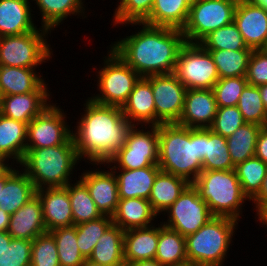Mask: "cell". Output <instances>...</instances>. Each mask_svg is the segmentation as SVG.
Instances as JSON below:
<instances>
[{"instance_id": "cell-48", "label": "cell", "mask_w": 267, "mask_h": 266, "mask_svg": "<svg viewBox=\"0 0 267 266\" xmlns=\"http://www.w3.org/2000/svg\"><path fill=\"white\" fill-rule=\"evenodd\" d=\"M245 78L252 86L267 84V57L259 50L252 51Z\"/></svg>"}, {"instance_id": "cell-6", "label": "cell", "mask_w": 267, "mask_h": 266, "mask_svg": "<svg viewBox=\"0 0 267 266\" xmlns=\"http://www.w3.org/2000/svg\"><path fill=\"white\" fill-rule=\"evenodd\" d=\"M238 222L229 217L214 216L197 232L185 237L188 264L223 266Z\"/></svg>"}, {"instance_id": "cell-61", "label": "cell", "mask_w": 267, "mask_h": 266, "mask_svg": "<svg viewBox=\"0 0 267 266\" xmlns=\"http://www.w3.org/2000/svg\"><path fill=\"white\" fill-rule=\"evenodd\" d=\"M0 187H4V177L0 179Z\"/></svg>"}, {"instance_id": "cell-46", "label": "cell", "mask_w": 267, "mask_h": 266, "mask_svg": "<svg viewBox=\"0 0 267 266\" xmlns=\"http://www.w3.org/2000/svg\"><path fill=\"white\" fill-rule=\"evenodd\" d=\"M32 241L11 239V243L0 251V266H30Z\"/></svg>"}, {"instance_id": "cell-42", "label": "cell", "mask_w": 267, "mask_h": 266, "mask_svg": "<svg viewBox=\"0 0 267 266\" xmlns=\"http://www.w3.org/2000/svg\"><path fill=\"white\" fill-rule=\"evenodd\" d=\"M112 224V217L103 215L99 219L75 225L77 245L86 259L92 254L96 243Z\"/></svg>"}, {"instance_id": "cell-29", "label": "cell", "mask_w": 267, "mask_h": 266, "mask_svg": "<svg viewBox=\"0 0 267 266\" xmlns=\"http://www.w3.org/2000/svg\"><path fill=\"white\" fill-rule=\"evenodd\" d=\"M189 185L190 183L184 178L160 171L148 199L152 209L158 216L163 215Z\"/></svg>"}, {"instance_id": "cell-55", "label": "cell", "mask_w": 267, "mask_h": 266, "mask_svg": "<svg viewBox=\"0 0 267 266\" xmlns=\"http://www.w3.org/2000/svg\"><path fill=\"white\" fill-rule=\"evenodd\" d=\"M257 87L259 88L264 108L267 111V84L259 85Z\"/></svg>"}, {"instance_id": "cell-1", "label": "cell", "mask_w": 267, "mask_h": 266, "mask_svg": "<svg viewBox=\"0 0 267 266\" xmlns=\"http://www.w3.org/2000/svg\"><path fill=\"white\" fill-rule=\"evenodd\" d=\"M139 31L111 42L110 48L141 77L174 73L180 48L185 44L182 30L132 22Z\"/></svg>"}, {"instance_id": "cell-39", "label": "cell", "mask_w": 267, "mask_h": 266, "mask_svg": "<svg viewBox=\"0 0 267 266\" xmlns=\"http://www.w3.org/2000/svg\"><path fill=\"white\" fill-rule=\"evenodd\" d=\"M50 233L56 241L60 266H82L84 264L86 258L78 248L75 225L56 228Z\"/></svg>"}, {"instance_id": "cell-36", "label": "cell", "mask_w": 267, "mask_h": 266, "mask_svg": "<svg viewBox=\"0 0 267 266\" xmlns=\"http://www.w3.org/2000/svg\"><path fill=\"white\" fill-rule=\"evenodd\" d=\"M235 165L228 151L227 139L206 128L205 157L202 161V170H232Z\"/></svg>"}, {"instance_id": "cell-30", "label": "cell", "mask_w": 267, "mask_h": 266, "mask_svg": "<svg viewBox=\"0 0 267 266\" xmlns=\"http://www.w3.org/2000/svg\"><path fill=\"white\" fill-rule=\"evenodd\" d=\"M124 232L112 224L98 240L88 260L105 266H125Z\"/></svg>"}, {"instance_id": "cell-45", "label": "cell", "mask_w": 267, "mask_h": 266, "mask_svg": "<svg viewBox=\"0 0 267 266\" xmlns=\"http://www.w3.org/2000/svg\"><path fill=\"white\" fill-rule=\"evenodd\" d=\"M247 84L245 76L220 78L212 88L217 107L237 106Z\"/></svg>"}, {"instance_id": "cell-40", "label": "cell", "mask_w": 267, "mask_h": 266, "mask_svg": "<svg viewBox=\"0 0 267 266\" xmlns=\"http://www.w3.org/2000/svg\"><path fill=\"white\" fill-rule=\"evenodd\" d=\"M199 44L205 50H242L250 49L246 46L241 33L234 21L224 27L210 32Z\"/></svg>"}, {"instance_id": "cell-26", "label": "cell", "mask_w": 267, "mask_h": 266, "mask_svg": "<svg viewBox=\"0 0 267 266\" xmlns=\"http://www.w3.org/2000/svg\"><path fill=\"white\" fill-rule=\"evenodd\" d=\"M157 216L148 199L127 198L119 199L112 221L113 224L126 231L134 228L150 227L156 224L153 222Z\"/></svg>"}, {"instance_id": "cell-14", "label": "cell", "mask_w": 267, "mask_h": 266, "mask_svg": "<svg viewBox=\"0 0 267 266\" xmlns=\"http://www.w3.org/2000/svg\"><path fill=\"white\" fill-rule=\"evenodd\" d=\"M152 87L156 126L177 123L182 114L187 88L174 73L146 77Z\"/></svg>"}, {"instance_id": "cell-9", "label": "cell", "mask_w": 267, "mask_h": 266, "mask_svg": "<svg viewBox=\"0 0 267 266\" xmlns=\"http://www.w3.org/2000/svg\"><path fill=\"white\" fill-rule=\"evenodd\" d=\"M144 128L145 126L141 129L140 126L138 128L133 125L125 145L105 164H92V166L105 165L110 169L126 170L158 166V126Z\"/></svg>"}, {"instance_id": "cell-7", "label": "cell", "mask_w": 267, "mask_h": 266, "mask_svg": "<svg viewBox=\"0 0 267 266\" xmlns=\"http://www.w3.org/2000/svg\"><path fill=\"white\" fill-rule=\"evenodd\" d=\"M40 27L28 33L1 36L0 66L36 69L49 61L53 51L46 37L51 31Z\"/></svg>"}, {"instance_id": "cell-22", "label": "cell", "mask_w": 267, "mask_h": 266, "mask_svg": "<svg viewBox=\"0 0 267 266\" xmlns=\"http://www.w3.org/2000/svg\"><path fill=\"white\" fill-rule=\"evenodd\" d=\"M19 170L13 166L4 176V187H0V209L10 215L36 195L34 183Z\"/></svg>"}, {"instance_id": "cell-58", "label": "cell", "mask_w": 267, "mask_h": 266, "mask_svg": "<svg viewBox=\"0 0 267 266\" xmlns=\"http://www.w3.org/2000/svg\"><path fill=\"white\" fill-rule=\"evenodd\" d=\"M82 266H105V265L97 264V263H94V262L86 259Z\"/></svg>"}, {"instance_id": "cell-44", "label": "cell", "mask_w": 267, "mask_h": 266, "mask_svg": "<svg viewBox=\"0 0 267 266\" xmlns=\"http://www.w3.org/2000/svg\"><path fill=\"white\" fill-rule=\"evenodd\" d=\"M30 266H60L56 241L50 232L32 241Z\"/></svg>"}, {"instance_id": "cell-21", "label": "cell", "mask_w": 267, "mask_h": 266, "mask_svg": "<svg viewBox=\"0 0 267 266\" xmlns=\"http://www.w3.org/2000/svg\"><path fill=\"white\" fill-rule=\"evenodd\" d=\"M7 232L13 239H27L30 241L47 232L43 219L42 204L37 194L15 213L11 214Z\"/></svg>"}, {"instance_id": "cell-56", "label": "cell", "mask_w": 267, "mask_h": 266, "mask_svg": "<svg viewBox=\"0 0 267 266\" xmlns=\"http://www.w3.org/2000/svg\"><path fill=\"white\" fill-rule=\"evenodd\" d=\"M249 4L259 5L267 10V0H245Z\"/></svg>"}, {"instance_id": "cell-8", "label": "cell", "mask_w": 267, "mask_h": 266, "mask_svg": "<svg viewBox=\"0 0 267 266\" xmlns=\"http://www.w3.org/2000/svg\"><path fill=\"white\" fill-rule=\"evenodd\" d=\"M108 48L103 67L96 71L99 93L89 98L101 105L122 107L141 76Z\"/></svg>"}, {"instance_id": "cell-28", "label": "cell", "mask_w": 267, "mask_h": 266, "mask_svg": "<svg viewBox=\"0 0 267 266\" xmlns=\"http://www.w3.org/2000/svg\"><path fill=\"white\" fill-rule=\"evenodd\" d=\"M44 82L35 68L0 66V97L34 92Z\"/></svg>"}, {"instance_id": "cell-15", "label": "cell", "mask_w": 267, "mask_h": 266, "mask_svg": "<svg viewBox=\"0 0 267 266\" xmlns=\"http://www.w3.org/2000/svg\"><path fill=\"white\" fill-rule=\"evenodd\" d=\"M79 176L101 214L112 217L119 202L118 181L113 171L110 168L105 171L94 168L93 171L85 170Z\"/></svg>"}, {"instance_id": "cell-23", "label": "cell", "mask_w": 267, "mask_h": 266, "mask_svg": "<svg viewBox=\"0 0 267 266\" xmlns=\"http://www.w3.org/2000/svg\"><path fill=\"white\" fill-rule=\"evenodd\" d=\"M29 0H0V37L35 31Z\"/></svg>"}, {"instance_id": "cell-10", "label": "cell", "mask_w": 267, "mask_h": 266, "mask_svg": "<svg viewBox=\"0 0 267 266\" xmlns=\"http://www.w3.org/2000/svg\"><path fill=\"white\" fill-rule=\"evenodd\" d=\"M238 0H197L182 29L186 43H199L210 32L233 22Z\"/></svg>"}, {"instance_id": "cell-54", "label": "cell", "mask_w": 267, "mask_h": 266, "mask_svg": "<svg viewBox=\"0 0 267 266\" xmlns=\"http://www.w3.org/2000/svg\"><path fill=\"white\" fill-rule=\"evenodd\" d=\"M11 239L7 231H0V251L11 243Z\"/></svg>"}, {"instance_id": "cell-52", "label": "cell", "mask_w": 267, "mask_h": 266, "mask_svg": "<svg viewBox=\"0 0 267 266\" xmlns=\"http://www.w3.org/2000/svg\"><path fill=\"white\" fill-rule=\"evenodd\" d=\"M10 214L0 209V231H7L10 222Z\"/></svg>"}, {"instance_id": "cell-33", "label": "cell", "mask_w": 267, "mask_h": 266, "mask_svg": "<svg viewBox=\"0 0 267 266\" xmlns=\"http://www.w3.org/2000/svg\"><path fill=\"white\" fill-rule=\"evenodd\" d=\"M155 259L162 266L188 265L185 237L177 231L163 226L161 222Z\"/></svg>"}, {"instance_id": "cell-12", "label": "cell", "mask_w": 267, "mask_h": 266, "mask_svg": "<svg viewBox=\"0 0 267 266\" xmlns=\"http://www.w3.org/2000/svg\"><path fill=\"white\" fill-rule=\"evenodd\" d=\"M166 213L168 220L161 222L162 225L184 237L194 234L214 217L192 184L164 212V215Z\"/></svg>"}, {"instance_id": "cell-2", "label": "cell", "mask_w": 267, "mask_h": 266, "mask_svg": "<svg viewBox=\"0 0 267 266\" xmlns=\"http://www.w3.org/2000/svg\"><path fill=\"white\" fill-rule=\"evenodd\" d=\"M72 131L77 155L90 164H105L121 149L132 128L121 107L101 105L89 97Z\"/></svg>"}, {"instance_id": "cell-47", "label": "cell", "mask_w": 267, "mask_h": 266, "mask_svg": "<svg viewBox=\"0 0 267 266\" xmlns=\"http://www.w3.org/2000/svg\"><path fill=\"white\" fill-rule=\"evenodd\" d=\"M244 123L246 122L237 106L218 107L213 124L209 129L227 138Z\"/></svg>"}, {"instance_id": "cell-20", "label": "cell", "mask_w": 267, "mask_h": 266, "mask_svg": "<svg viewBox=\"0 0 267 266\" xmlns=\"http://www.w3.org/2000/svg\"><path fill=\"white\" fill-rule=\"evenodd\" d=\"M121 109L132 125L156 126V110L152 87L146 77H140L136 82Z\"/></svg>"}, {"instance_id": "cell-38", "label": "cell", "mask_w": 267, "mask_h": 266, "mask_svg": "<svg viewBox=\"0 0 267 266\" xmlns=\"http://www.w3.org/2000/svg\"><path fill=\"white\" fill-rule=\"evenodd\" d=\"M243 193L251 201L260 191L267 173V164L257 157L246 159L235 166Z\"/></svg>"}, {"instance_id": "cell-35", "label": "cell", "mask_w": 267, "mask_h": 266, "mask_svg": "<svg viewBox=\"0 0 267 266\" xmlns=\"http://www.w3.org/2000/svg\"><path fill=\"white\" fill-rule=\"evenodd\" d=\"M68 194L74 225L96 220L103 216L90 196L88 188L80 179L68 184Z\"/></svg>"}, {"instance_id": "cell-59", "label": "cell", "mask_w": 267, "mask_h": 266, "mask_svg": "<svg viewBox=\"0 0 267 266\" xmlns=\"http://www.w3.org/2000/svg\"><path fill=\"white\" fill-rule=\"evenodd\" d=\"M259 51L267 57V41L262 45Z\"/></svg>"}, {"instance_id": "cell-4", "label": "cell", "mask_w": 267, "mask_h": 266, "mask_svg": "<svg viewBox=\"0 0 267 266\" xmlns=\"http://www.w3.org/2000/svg\"><path fill=\"white\" fill-rule=\"evenodd\" d=\"M80 161L74 139L71 137L65 144L58 146L26 148L19 166H15L21 168L38 190L67 186L74 181L71 174H74Z\"/></svg>"}, {"instance_id": "cell-19", "label": "cell", "mask_w": 267, "mask_h": 266, "mask_svg": "<svg viewBox=\"0 0 267 266\" xmlns=\"http://www.w3.org/2000/svg\"><path fill=\"white\" fill-rule=\"evenodd\" d=\"M36 194L42 204L43 219L48 232L56 228L74 225L68 185L41 188L36 190Z\"/></svg>"}, {"instance_id": "cell-24", "label": "cell", "mask_w": 267, "mask_h": 266, "mask_svg": "<svg viewBox=\"0 0 267 266\" xmlns=\"http://www.w3.org/2000/svg\"><path fill=\"white\" fill-rule=\"evenodd\" d=\"M111 170L118 181L119 199H149L155 178L161 171L159 166H149L133 170Z\"/></svg>"}, {"instance_id": "cell-43", "label": "cell", "mask_w": 267, "mask_h": 266, "mask_svg": "<svg viewBox=\"0 0 267 266\" xmlns=\"http://www.w3.org/2000/svg\"><path fill=\"white\" fill-rule=\"evenodd\" d=\"M113 14L112 26L127 25L132 22H143L153 8L154 0H120L117 1Z\"/></svg>"}, {"instance_id": "cell-60", "label": "cell", "mask_w": 267, "mask_h": 266, "mask_svg": "<svg viewBox=\"0 0 267 266\" xmlns=\"http://www.w3.org/2000/svg\"><path fill=\"white\" fill-rule=\"evenodd\" d=\"M184 1L189 7H191L197 0H184Z\"/></svg>"}, {"instance_id": "cell-51", "label": "cell", "mask_w": 267, "mask_h": 266, "mask_svg": "<svg viewBox=\"0 0 267 266\" xmlns=\"http://www.w3.org/2000/svg\"><path fill=\"white\" fill-rule=\"evenodd\" d=\"M8 158L0 156V179H2L16 164H12L13 162H10Z\"/></svg>"}, {"instance_id": "cell-57", "label": "cell", "mask_w": 267, "mask_h": 266, "mask_svg": "<svg viewBox=\"0 0 267 266\" xmlns=\"http://www.w3.org/2000/svg\"><path fill=\"white\" fill-rule=\"evenodd\" d=\"M259 223L267 228V210H265L258 218Z\"/></svg>"}, {"instance_id": "cell-25", "label": "cell", "mask_w": 267, "mask_h": 266, "mask_svg": "<svg viewBox=\"0 0 267 266\" xmlns=\"http://www.w3.org/2000/svg\"><path fill=\"white\" fill-rule=\"evenodd\" d=\"M158 226V227H157ZM159 240V224L146 228H134L124 232V260L131 264L155 259Z\"/></svg>"}, {"instance_id": "cell-50", "label": "cell", "mask_w": 267, "mask_h": 266, "mask_svg": "<svg viewBox=\"0 0 267 266\" xmlns=\"http://www.w3.org/2000/svg\"><path fill=\"white\" fill-rule=\"evenodd\" d=\"M255 157L267 164V126L262 127L256 143Z\"/></svg>"}, {"instance_id": "cell-11", "label": "cell", "mask_w": 267, "mask_h": 266, "mask_svg": "<svg viewBox=\"0 0 267 266\" xmlns=\"http://www.w3.org/2000/svg\"><path fill=\"white\" fill-rule=\"evenodd\" d=\"M174 74L187 89H212L220 79L211 53L199 43L180 48Z\"/></svg>"}, {"instance_id": "cell-49", "label": "cell", "mask_w": 267, "mask_h": 266, "mask_svg": "<svg viewBox=\"0 0 267 266\" xmlns=\"http://www.w3.org/2000/svg\"><path fill=\"white\" fill-rule=\"evenodd\" d=\"M254 204L256 217H259L265 210H267V173L264 177L262 187L258 194L251 200Z\"/></svg>"}, {"instance_id": "cell-41", "label": "cell", "mask_w": 267, "mask_h": 266, "mask_svg": "<svg viewBox=\"0 0 267 266\" xmlns=\"http://www.w3.org/2000/svg\"><path fill=\"white\" fill-rule=\"evenodd\" d=\"M246 123L267 126V111L264 108L261 94L257 86L247 84L239 97L237 104Z\"/></svg>"}, {"instance_id": "cell-34", "label": "cell", "mask_w": 267, "mask_h": 266, "mask_svg": "<svg viewBox=\"0 0 267 266\" xmlns=\"http://www.w3.org/2000/svg\"><path fill=\"white\" fill-rule=\"evenodd\" d=\"M261 128L262 126L258 124L244 123L226 138L228 151L235 166L255 156L257 138Z\"/></svg>"}, {"instance_id": "cell-18", "label": "cell", "mask_w": 267, "mask_h": 266, "mask_svg": "<svg viewBox=\"0 0 267 266\" xmlns=\"http://www.w3.org/2000/svg\"><path fill=\"white\" fill-rule=\"evenodd\" d=\"M217 108L212 89H188L182 114L176 124L188 128H210Z\"/></svg>"}, {"instance_id": "cell-27", "label": "cell", "mask_w": 267, "mask_h": 266, "mask_svg": "<svg viewBox=\"0 0 267 266\" xmlns=\"http://www.w3.org/2000/svg\"><path fill=\"white\" fill-rule=\"evenodd\" d=\"M26 143L27 124L0 113V156L19 164L26 152Z\"/></svg>"}, {"instance_id": "cell-13", "label": "cell", "mask_w": 267, "mask_h": 266, "mask_svg": "<svg viewBox=\"0 0 267 266\" xmlns=\"http://www.w3.org/2000/svg\"><path fill=\"white\" fill-rule=\"evenodd\" d=\"M51 103L27 124L26 148H45L65 144L72 137L67 116Z\"/></svg>"}, {"instance_id": "cell-31", "label": "cell", "mask_w": 267, "mask_h": 266, "mask_svg": "<svg viewBox=\"0 0 267 266\" xmlns=\"http://www.w3.org/2000/svg\"><path fill=\"white\" fill-rule=\"evenodd\" d=\"M36 1V4L39 8L38 10L41 13V25L42 27L54 31L57 26H60V23L63 24L64 20L68 16H82L84 19L85 15V0H31ZM56 27V28H55Z\"/></svg>"}, {"instance_id": "cell-3", "label": "cell", "mask_w": 267, "mask_h": 266, "mask_svg": "<svg viewBox=\"0 0 267 266\" xmlns=\"http://www.w3.org/2000/svg\"><path fill=\"white\" fill-rule=\"evenodd\" d=\"M206 128L176 123L158 125V166L192 184L200 175L205 157Z\"/></svg>"}, {"instance_id": "cell-17", "label": "cell", "mask_w": 267, "mask_h": 266, "mask_svg": "<svg viewBox=\"0 0 267 266\" xmlns=\"http://www.w3.org/2000/svg\"><path fill=\"white\" fill-rule=\"evenodd\" d=\"M234 23L241 33L246 46L259 50L267 41V10L259 5L238 0Z\"/></svg>"}, {"instance_id": "cell-37", "label": "cell", "mask_w": 267, "mask_h": 266, "mask_svg": "<svg viewBox=\"0 0 267 266\" xmlns=\"http://www.w3.org/2000/svg\"><path fill=\"white\" fill-rule=\"evenodd\" d=\"M211 53L219 78L245 76L252 49L207 50Z\"/></svg>"}, {"instance_id": "cell-32", "label": "cell", "mask_w": 267, "mask_h": 266, "mask_svg": "<svg viewBox=\"0 0 267 266\" xmlns=\"http://www.w3.org/2000/svg\"><path fill=\"white\" fill-rule=\"evenodd\" d=\"M189 10L184 0H154L150 15L143 22L182 30L187 23Z\"/></svg>"}, {"instance_id": "cell-53", "label": "cell", "mask_w": 267, "mask_h": 266, "mask_svg": "<svg viewBox=\"0 0 267 266\" xmlns=\"http://www.w3.org/2000/svg\"><path fill=\"white\" fill-rule=\"evenodd\" d=\"M125 266H162L156 259L141 260L131 264H125Z\"/></svg>"}, {"instance_id": "cell-16", "label": "cell", "mask_w": 267, "mask_h": 266, "mask_svg": "<svg viewBox=\"0 0 267 266\" xmlns=\"http://www.w3.org/2000/svg\"><path fill=\"white\" fill-rule=\"evenodd\" d=\"M44 82L36 91L0 97V113L8 118L28 124L52 103V95ZM50 93V94H49ZM51 101H49V100Z\"/></svg>"}, {"instance_id": "cell-5", "label": "cell", "mask_w": 267, "mask_h": 266, "mask_svg": "<svg viewBox=\"0 0 267 266\" xmlns=\"http://www.w3.org/2000/svg\"><path fill=\"white\" fill-rule=\"evenodd\" d=\"M192 185L213 216L240 221L243 204L250 201L234 169L202 171Z\"/></svg>"}]
</instances>
